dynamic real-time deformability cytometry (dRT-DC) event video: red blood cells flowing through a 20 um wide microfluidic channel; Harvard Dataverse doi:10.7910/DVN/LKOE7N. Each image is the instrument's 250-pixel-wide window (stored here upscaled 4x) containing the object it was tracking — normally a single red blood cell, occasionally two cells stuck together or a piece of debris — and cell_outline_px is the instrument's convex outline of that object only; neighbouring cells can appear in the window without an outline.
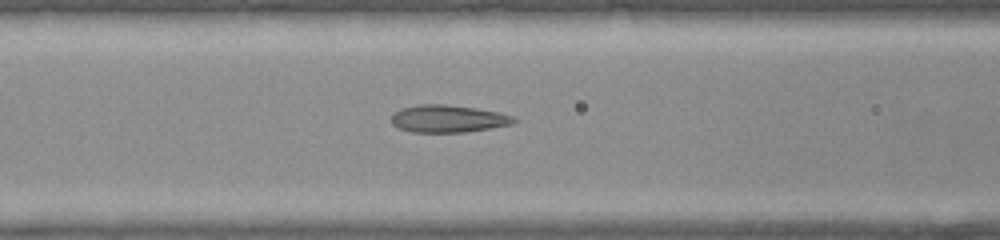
{"species": "common noctule bat (a hibernating species)", "species_latin": "Nyctalus noctula", "temperature_condition": "warm", "stored_images_in_passage": 32, "camera_frame_rate_fps": 3000, "um_per_image_px": 0.085, "animal": {"sex": "female", "body_mass_g": 22.0, "forearm_length_mm": 56.7}, "frame": {"image": 1, "passage_image": 10, "time_ms": 3.0, "image_size_px": [1000, 240], "cell_outline_px": [[516, 120], [512, 124], [464, 132], [412, 132], [400, 128], [392, 124], [392, 116], [400, 108], [420, 104], [444, 104], [476, 108], [496, 112], [512, 116]], "centroid_in_image_um": [38.05, 10.08], "position_along_channel_um": 128.6, "area_um2": 19.25}}
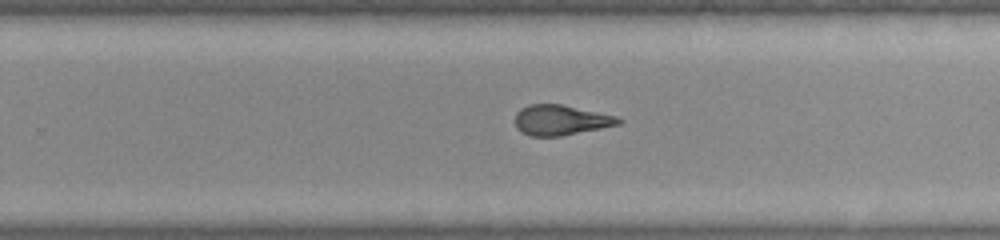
{"frame": {"image": 2, "passage_image": 19, "time_ms": 6.0, "image_size_px": [1000, 240], "cell_outline_px": [[624, 120], [620, 124], [560, 136], [528, 136], [516, 128], [516, 112], [520, 108], [532, 104], [560, 104], [616, 116]], "centroid_in_image_um": [47.64, 10.21], "position_along_channel_um": 282.2, "area_um2": 18.03}}
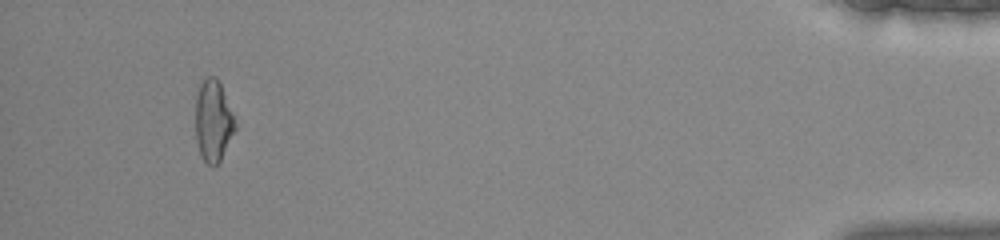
{"frame": {"image": 3, "passage_image": 31, "time_ms": 10.0, "image_size_px": [1000, 240], "cell_outline_px": [[236, 128], [220, 160], [212, 168], [200, 156], [196, 140], [196, 96], [200, 84], [208, 76], [216, 76], [220, 80], [232, 112], [236, 124]], "centroid_in_image_um": [18.12, 10.26], "position_along_channel_um": 417.1, "area_um2": 18.84}}